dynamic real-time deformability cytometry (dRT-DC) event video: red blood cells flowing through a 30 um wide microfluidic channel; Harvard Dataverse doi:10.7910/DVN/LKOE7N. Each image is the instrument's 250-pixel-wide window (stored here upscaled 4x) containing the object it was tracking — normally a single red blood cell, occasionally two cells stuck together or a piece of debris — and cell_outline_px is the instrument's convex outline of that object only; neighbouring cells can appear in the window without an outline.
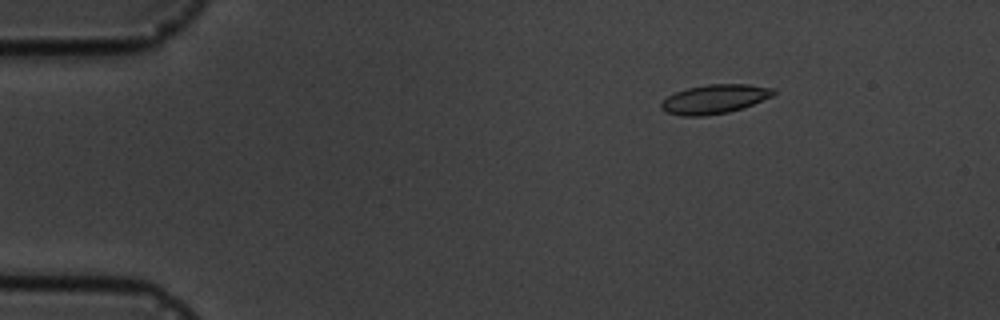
{"species": "common noctule bat (a hibernating species)", "species_latin": "Nyctalus noctula", "temperature_condition": "cold", "stored_images_in_passage": 4, "camera_frame_rate_fps": 3000, "um_per_image_px": 0.085, "animal": {"sex": "male", "body_mass_g": 19.5, "forearm_length_mm": 54.6}, "frame": {"image": 1, "passage_image": 2, "time_ms": 2.0, "image_size_px": [1000, 320], "cell_outline_px": [[776, 92], [772, 96], [752, 104], [728, 112], [704, 116], [680, 116], [664, 112], [660, 108], [660, 104], [668, 96], [676, 92], [688, 88], [708, 84], [748, 84], [776, 88]], "centroid_in_image_um": [60.72, 8.42], "position_along_channel_um": 24.3, "area_um2": 19.02}}